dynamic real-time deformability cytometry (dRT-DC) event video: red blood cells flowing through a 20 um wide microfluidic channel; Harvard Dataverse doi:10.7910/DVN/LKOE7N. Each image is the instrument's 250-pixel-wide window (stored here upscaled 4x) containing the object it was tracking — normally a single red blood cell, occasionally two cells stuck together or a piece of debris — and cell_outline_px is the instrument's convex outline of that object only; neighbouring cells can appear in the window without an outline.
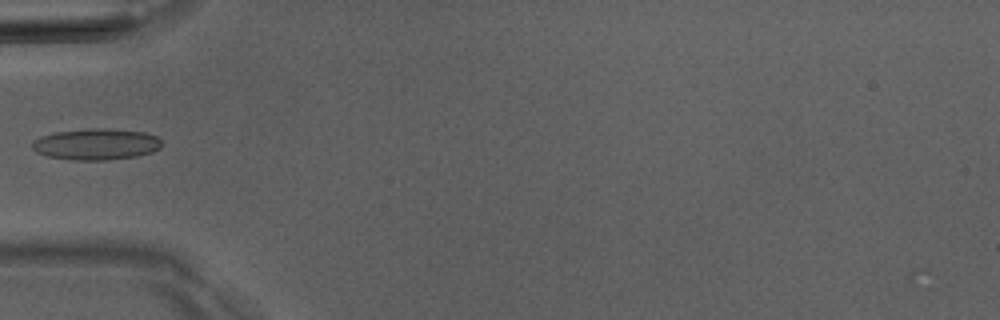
{"species": "Egyptian fruit bat (a non-hibernating species)", "species_latin": "Rousettus aegyptiacus", "temperature_condition": "room temperature", "stored_images_in_passage": 4, "camera_frame_rate_fps": 3000, "um_per_image_px": 0.085, "animal": {"sex": "male"}, "frame": {"image": 1, "passage_image": 4, "time_ms": 3.667, "image_size_px": [1000, 320], "cell_outline_px": [[160, 148], [152, 152], [136, 156], [108, 160], [72, 160], [48, 156], [36, 152], [32, 148], [32, 144], [40, 136], [56, 132], [96, 128], [108, 128], [144, 132], [156, 136], [160, 140]], "centroid_in_image_um": [8.18, 12.26], "position_along_channel_um": 76.8, "area_um2": 23.47}}